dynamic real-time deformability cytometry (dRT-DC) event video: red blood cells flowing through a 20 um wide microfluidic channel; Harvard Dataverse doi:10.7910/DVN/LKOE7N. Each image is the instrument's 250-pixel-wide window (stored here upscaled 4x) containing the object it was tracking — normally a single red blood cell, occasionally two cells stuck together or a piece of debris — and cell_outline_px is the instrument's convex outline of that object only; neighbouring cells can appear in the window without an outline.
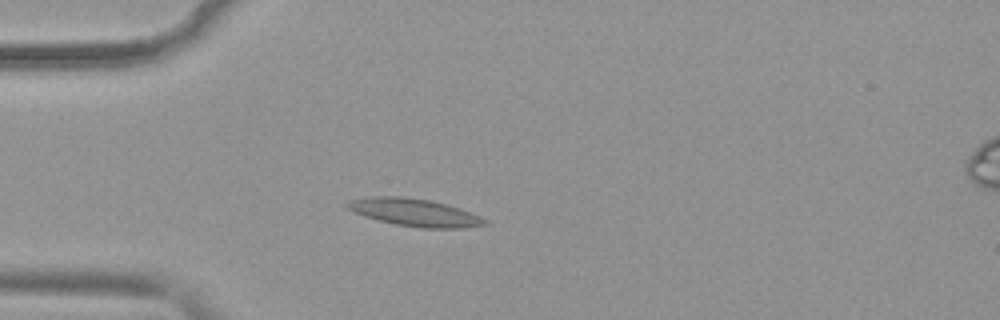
{"species": "common noctule bat (a hibernating species)", "species_latin": "Nyctalus noctula", "temperature_condition": "warm", "stored_images_in_passage": 38, "camera_frame_rate_fps": 3000, "um_per_image_px": 0.085, "animal": {"sex": "female", "body_mass_g": 19.9}, "frame": {"image": 1, "passage_image": 1, "time_ms": 0.0, "image_size_px": [1000, 320], "cell_outline_px": [[488, 224], [464, 228], [424, 228], [396, 224], [364, 216], [348, 208], [344, 204], [348, 200], [372, 196], [400, 196], [428, 200], [448, 204], [460, 208], [480, 216], [488, 220]], "centroid_in_image_um": [35.27, 18.05], "position_along_channel_um": 49.7, "area_um2": 21.96}}
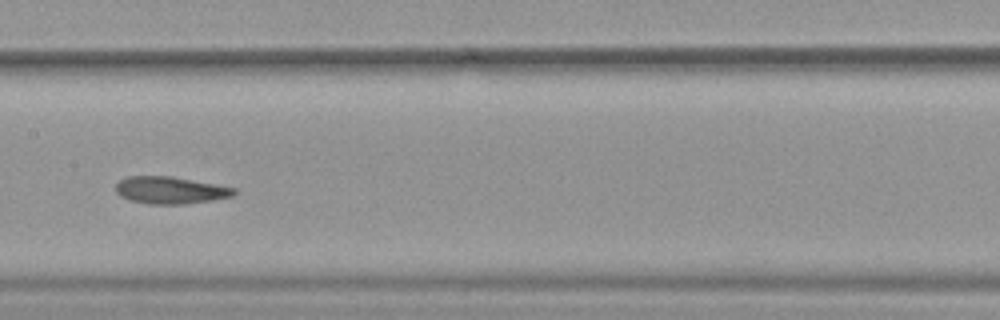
{"frame": {"image": 2, "passage_image": 13, "time_ms": 4.0, "image_size_px": [1000, 320], "cell_outline_px": [[236, 192], [232, 196], [212, 200], [184, 204], [148, 204], [128, 200], [120, 196], [116, 192], [116, 184], [120, 180], [128, 176], [172, 176], [216, 184], [236, 188]], "centroid_in_image_um": [14.46, 16.17], "position_along_channel_um": 192.9, "area_um2": 18.79}}
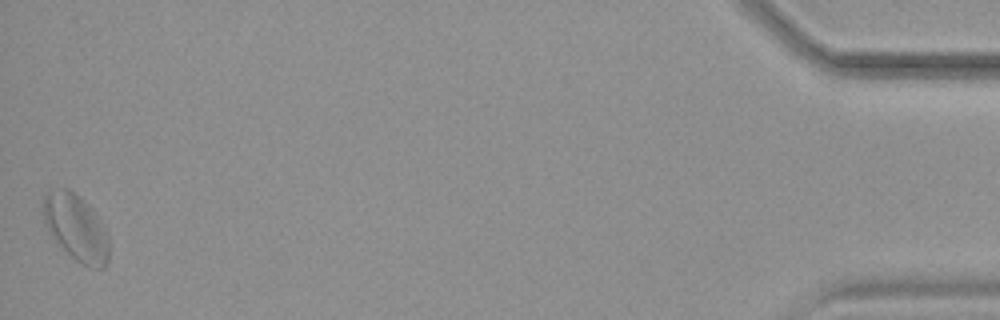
{"frame": {"image": 3, "passage_image": 38, "time_ms": 12.333, "image_size_px": [1000, 320], "cell_outline_px": [[108, 264], [104, 268], [92, 268], [76, 260], [48, 232], [44, 220], [44, 192], [48, 188], [68, 188], [80, 196], [100, 216], [108, 232]], "centroid_in_image_um": [6.49, 19.29], "position_along_channel_um": 428.7, "area_um2": 25.72}, "authors_computed_cell_mechanics": {"area_um2": 19.5942, "velocity_mm_per_s": 3.9159, "shape_relaxation_time_tau1_ms": 9.1295, "shape_relaxation_time_tau2_ms": 3.6438, "deformation_change_tau1": 0.2104, "deformation_change_tau2": 0.081}}